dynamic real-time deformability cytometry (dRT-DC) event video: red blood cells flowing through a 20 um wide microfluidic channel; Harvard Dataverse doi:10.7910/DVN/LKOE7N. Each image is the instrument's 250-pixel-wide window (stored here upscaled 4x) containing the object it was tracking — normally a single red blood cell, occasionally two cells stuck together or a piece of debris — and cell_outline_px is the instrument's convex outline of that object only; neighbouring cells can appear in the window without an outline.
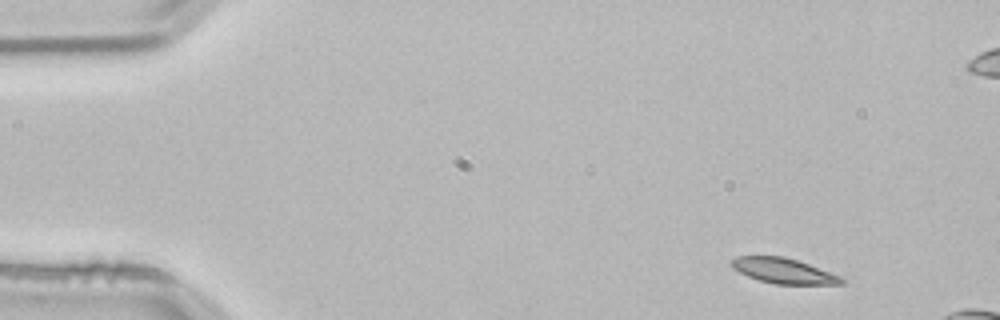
{"species": "common noctule bat (a hibernating species)", "species_latin": "Nyctalus noctula", "temperature_condition": "room temperature", "stored_images_in_passage": 12, "camera_frame_rate_fps": 3000, "um_per_image_px": 0.085, "animal": {"sex": "male", "body_mass_g": 21.5, "forearm_length_mm": 52.0}, "frame": {"image": 1, "passage_image": 4, "time_ms": 1.0, "image_size_px": [1000, 320], "cell_outline_px": [[844, 284], [776, 284], [760, 280], [748, 276], [732, 268], [728, 264], [736, 256], [784, 256], [808, 264], [840, 276], [844, 280]], "centroid_in_image_um": [66.56, 23.01], "position_along_channel_um": 18.4, "area_um2": 16.01}}